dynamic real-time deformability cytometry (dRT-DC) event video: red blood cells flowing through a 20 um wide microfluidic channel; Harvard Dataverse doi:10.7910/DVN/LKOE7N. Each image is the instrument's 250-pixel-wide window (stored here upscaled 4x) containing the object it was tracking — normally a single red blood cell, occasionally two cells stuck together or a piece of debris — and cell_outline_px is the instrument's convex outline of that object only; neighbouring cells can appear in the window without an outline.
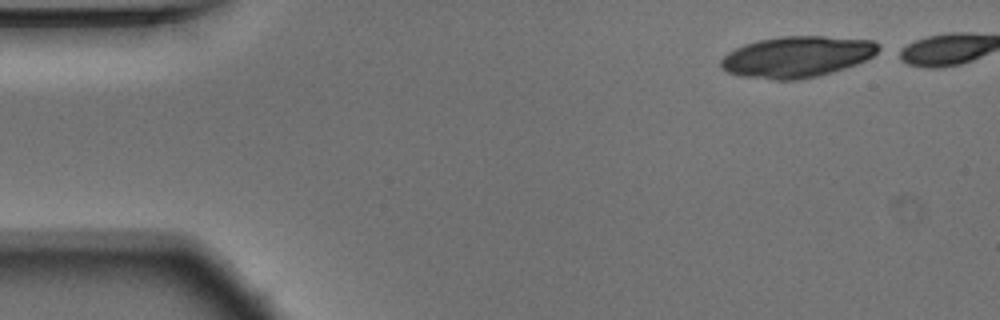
{"species": "Egyptian fruit bat (a non-hibernating species)", "species_latin": "Rousettus aegyptiacus", "temperature_condition": "warm", "stored_images_in_passage": 40, "camera_frame_rate_fps": 3000, "um_per_image_px": 0.085, "animal": {"sex": "male"}, "frame": {"image": 1, "passage_image": 1, "time_ms": 0.0, "image_size_px": [1000, 320], "cell_outline_px": [[884, 48], [872, 56], [856, 64], [832, 72], [816, 76], [796, 80], [776, 80], [740, 76], [728, 72], [720, 68], [720, 60], [728, 52], [744, 44], [760, 40], [784, 36], [824, 36], [872, 40], [880, 44]], "centroid_in_image_um": [67.75, 4.82], "position_along_channel_um": 17.3, "area_um2": 37.8}}